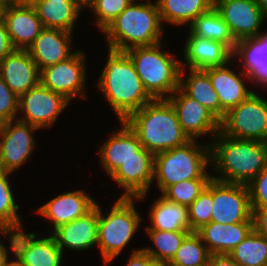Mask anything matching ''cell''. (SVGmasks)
<instances>
[{
    "mask_svg": "<svg viewBox=\"0 0 267 266\" xmlns=\"http://www.w3.org/2000/svg\"><path fill=\"white\" fill-rule=\"evenodd\" d=\"M215 136L217 142L209 144L210 163L221 177L212 178L247 185L267 166V142L235 139L221 131Z\"/></svg>",
    "mask_w": 267,
    "mask_h": 266,
    "instance_id": "1",
    "label": "cell"
},
{
    "mask_svg": "<svg viewBox=\"0 0 267 266\" xmlns=\"http://www.w3.org/2000/svg\"><path fill=\"white\" fill-rule=\"evenodd\" d=\"M100 75L98 87L119 121H125L133 112L153 100L125 51L109 49L107 63Z\"/></svg>",
    "mask_w": 267,
    "mask_h": 266,
    "instance_id": "2",
    "label": "cell"
},
{
    "mask_svg": "<svg viewBox=\"0 0 267 266\" xmlns=\"http://www.w3.org/2000/svg\"><path fill=\"white\" fill-rule=\"evenodd\" d=\"M125 122L137 134L142 147L154 155L191 140L180 126L176 112L167 99H153L133 112Z\"/></svg>",
    "mask_w": 267,
    "mask_h": 266,
    "instance_id": "3",
    "label": "cell"
},
{
    "mask_svg": "<svg viewBox=\"0 0 267 266\" xmlns=\"http://www.w3.org/2000/svg\"><path fill=\"white\" fill-rule=\"evenodd\" d=\"M148 2V3H147ZM130 3L102 32L109 49L127 51L133 47L153 46L163 34L157 2Z\"/></svg>",
    "mask_w": 267,
    "mask_h": 266,
    "instance_id": "4",
    "label": "cell"
},
{
    "mask_svg": "<svg viewBox=\"0 0 267 266\" xmlns=\"http://www.w3.org/2000/svg\"><path fill=\"white\" fill-rule=\"evenodd\" d=\"M160 48L161 43H158L125 51L145 90L153 99H166L180 87L181 62Z\"/></svg>",
    "mask_w": 267,
    "mask_h": 266,
    "instance_id": "5",
    "label": "cell"
},
{
    "mask_svg": "<svg viewBox=\"0 0 267 266\" xmlns=\"http://www.w3.org/2000/svg\"><path fill=\"white\" fill-rule=\"evenodd\" d=\"M196 139L155 155L154 180L162 193L168 186L196 178H212L205 171L210 163V145Z\"/></svg>",
    "mask_w": 267,
    "mask_h": 266,
    "instance_id": "6",
    "label": "cell"
},
{
    "mask_svg": "<svg viewBox=\"0 0 267 266\" xmlns=\"http://www.w3.org/2000/svg\"><path fill=\"white\" fill-rule=\"evenodd\" d=\"M136 200L120 197L107 216L103 215L98 204L97 245L105 265L121 253L141 223V216L134 206Z\"/></svg>",
    "mask_w": 267,
    "mask_h": 266,
    "instance_id": "7",
    "label": "cell"
},
{
    "mask_svg": "<svg viewBox=\"0 0 267 266\" xmlns=\"http://www.w3.org/2000/svg\"><path fill=\"white\" fill-rule=\"evenodd\" d=\"M220 131L235 139L267 142V100L252 93L225 114Z\"/></svg>",
    "mask_w": 267,
    "mask_h": 266,
    "instance_id": "8",
    "label": "cell"
},
{
    "mask_svg": "<svg viewBox=\"0 0 267 266\" xmlns=\"http://www.w3.org/2000/svg\"><path fill=\"white\" fill-rule=\"evenodd\" d=\"M22 229H0L1 235L8 236L11 249L22 266H61L63 252L53 233L36 239L35 233L26 234Z\"/></svg>",
    "mask_w": 267,
    "mask_h": 266,
    "instance_id": "9",
    "label": "cell"
},
{
    "mask_svg": "<svg viewBox=\"0 0 267 266\" xmlns=\"http://www.w3.org/2000/svg\"><path fill=\"white\" fill-rule=\"evenodd\" d=\"M211 222L234 224L253 222L248 186L213 178Z\"/></svg>",
    "mask_w": 267,
    "mask_h": 266,
    "instance_id": "10",
    "label": "cell"
},
{
    "mask_svg": "<svg viewBox=\"0 0 267 266\" xmlns=\"http://www.w3.org/2000/svg\"><path fill=\"white\" fill-rule=\"evenodd\" d=\"M85 54L76 51L68 59L40 70V83L67 100L82 96L86 82Z\"/></svg>",
    "mask_w": 267,
    "mask_h": 266,
    "instance_id": "11",
    "label": "cell"
},
{
    "mask_svg": "<svg viewBox=\"0 0 267 266\" xmlns=\"http://www.w3.org/2000/svg\"><path fill=\"white\" fill-rule=\"evenodd\" d=\"M69 104L63 95L51 91L41 83L19 97V111L24 117L19 121L41 128L51 127Z\"/></svg>",
    "mask_w": 267,
    "mask_h": 266,
    "instance_id": "12",
    "label": "cell"
},
{
    "mask_svg": "<svg viewBox=\"0 0 267 266\" xmlns=\"http://www.w3.org/2000/svg\"><path fill=\"white\" fill-rule=\"evenodd\" d=\"M38 129L19 120L0 124V170L11 173L28 161L35 145L31 132Z\"/></svg>",
    "mask_w": 267,
    "mask_h": 266,
    "instance_id": "13",
    "label": "cell"
},
{
    "mask_svg": "<svg viewBox=\"0 0 267 266\" xmlns=\"http://www.w3.org/2000/svg\"><path fill=\"white\" fill-rule=\"evenodd\" d=\"M177 94V95H176ZM174 108L180 126L190 139L220 132V120L180 87L166 98Z\"/></svg>",
    "mask_w": 267,
    "mask_h": 266,
    "instance_id": "14",
    "label": "cell"
},
{
    "mask_svg": "<svg viewBox=\"0 0 267 266\" xmlns=\"http://www.w3.org/2000/svg\"><path fill=\"white\" fill-rule=\"evenodd\" d=\"M215 8L236 41L259 36L265 18L256 0H223Z\"/></svg>",
    "mask_w": 267,
    "mask_h": 266,
    "instance_id": "15",
    "label": "cell"
},
{
    "mask_svg": "<svg viewBox=\"0 0 267 266\" xmlns=\"http://www.w3.org/2000/svg\"><path fill=\"white\" fill-rule=\"evenodd\" d=\"M155 155L144 147L140 149V158H131L123 163L110 177L123 187L121 197L144 199L154 181Z\"/></svg>",
    "mask_w": 267,
    "mask_h": 266,
    "instance_id": "16",
    "label": "cell"
},
{
    "mask_svg": "<svg viewBox=\"0 0 267 266\" xmlns=\"http://www.w3.org/2000/svg\"><path fill=\"white\" fill-rule=\"evenodd\" d=\"M0 76L18 97L40 83V70L28 50L14 49L0 62Z\"/></svg>",
    "mask_w": 267,
    "mask_h": 266,
    "instance_id": "17",
    "label": "cell"
},
{
    "mask_svg": "<svg viewBox=\"0 0 267 266\" xmlns=\"http://www.w3.org/2000/svg\"><path fill=\"white\" fill-rule=\"evenodd\" d=\"M3 21L14 49L27 50L44 29L33 6L17 4L5 7Z\"/></svg>",
    "mask_w": 267,
    "mask_h": 266,
    "instance_id": "18",
    "label": "cell"
},
{
    "mask_svg": "<svg viewBox=\"0 0 267 266\" xmlns=\"http://www.w3.org/2000/svg\"><path fill=\"white\" fill-rule=\"evenodd\" d=\"M73 32L61 29L44 28L34 43L27 49L39 70L60 63L71 57Z\"/></svg>",
    "mask_w": 267,
    "mask_h": 266,
    "instance_id": "19",
    "label": "cell"
},
{
    "mask_svg": "<svg viewBox=\"0 0 267 266\" xmlns=\"http://www.w3.org/2000/svg\"><path fill=\"white\" fill-rule=\"evenodd\" d=\"M122 128L113 132L101 149V165L111 176L123 163L131 158H140L142 144L137 134L125 121H120Z\"/></svg>",
    "mask_w": 267,
    "mask_h": 266,
    "instance_id": "20",
    "label": "cell"
},
{
    "mask_svg": "<svg viewBox=\"0 0 267 266\" xmlns=\"http://www.w3.org/2000/svg\"><path fill=\"white\" fill-rule=\"evenodd\" d=\"M62 252L64 247L72 250H85L97 244L98 203L86 215L70 223L61 224L52 232Z\"/></svg>",
    "mask_w": 267,
    "mask_h": 266,
    "instance_id": "21",
    "label": "cell"
},
{
    "mask_svg": "<svg viewBox=\"0 0 267 266\" xmlns=\"http://www.w3.org/2000/svg\"><path fill=\"white\" fill-rule=\"evenodd\" d=\"M96 203L84 191L76 190L58 195L40 206L37 212L51 220L55 230L61 224L70 223L86 215L95 207Z\"/></svg>",
    "mask_w": 267,
    "mask_h": 266,
    "instance_id": "22",
    "label": "cell"
},
{
    "mask_svg": "<svg viewBox=\"0 0 267 266\" xmlns=\"http://www.w3.org/2000/svg\"><path fill=\"white\" fill-rule=\"evenodd\" d=\"M189 34L184 47L185 63L189 69L231 65L234 52L226 44Z\"/></svg>",
    "mask_w": 267,
    "mask_h": 266,
    "instance_id": "23",
    "label": "cell"
},
{
    "mask_svg": "<svg viewBox=\"0 0 267 266\" xmlns=\"http://www.w3.org/2000/svg\"><path fill=\"white\" fill-rule=\"evenodd\" d=\"M253 230V222H239L234 224L209 222L196 232L211 254H229Z\"/></svg>",
    "mask_w": 267,
    "mask_h": 266,
    "instance_id": "24",
    "label": "cell"
},
{
    "mask_svg": "<svg viewBox=\"0 0 267 266\" xmlns=\"http://www.w3.org/2000/svg\"><path fill=\"white\" fill-rule=\"evenodd\" d=\"M216 66L204 69L212 82L220 101V121L232 108L247 99L254 91L247 89L242 79L228 67Z\"/></svg>",
    "mask_w": 267,
    "mask_h": 266,
    "instance_id": "25",
    "label": "cell"
},
{
    "mask_svg": "<svg viewBox=\"0 0 267 266\" xmlns=\"http://www.w3.org/2000/svg\"><path fill=\"white\" fill-rule=\"evenodd\" d=\"M233 55H238L239 61L244 65V70L239 75L267 85V32H261L257 38L237 41Z\"/></svg>",
    "mask_w": 267,
    "mask_h": 266,
    "instance_id": "26",
    "label": "cell"
},
{
    "mask_svg": "<svg viewBox=\"0 0 267 266\" xmlns=\"http://www.w3.org/2000/svg\"><path fill=\"white\" fill-rule=\"evenodd\" d=\"M44 28L72 32L82 8L74 0H42L33 6Z\"/></svg>",
    "mask_w": 267,
    "mask_h": 266,
    "instance_id": "27",
    "label": "cell"
},
{
    "mask_svg": "<svg viewBox=\"0 0 267 266\" xmlns=\"http://www.w3.org/2000/svg\"><path fill=\"white\" fill-rule=\"evenodd\" d=\"M149 215L152 226L146 229L190 231L188 207L169 201L163 196L155 200Z\"/></svg>",
    "mask_w": 267,
    "mask_h": 266,
    "instance_id": "28",
    "label": "cell"
},
{
    "mask_svg": "<svg viewBox=\"0 0 267 266\" xmlns=\"http://www.w3.org/2000/svg\"><path fill=\"white\" fill-rule=\"evenodd\" d=\"M180 88L191 98L209 109L220 120V101L208 73L204 69H189L184 80V64L181 63Z\"/></svg>",
    "mask_w": 267,
    "mask_h": 266,
    "instance_id": "29",
    "label": "cell"
},
{
    "mask_svg": "<svg viewBox=\"0 0 267 266\" xmlns=\"http://www.w3.org/2000/svg\"><path fill=\"white\" fill-rule=\"evenodd\" d=\"M189 33L200 38L216 40L226 44L233 52L237 41L215 7L200 14L190 25Z\"/></svg>",
    "mask_w": 267,
    "mask_h": 266,
    "instance_id": "30",
    "label": "cell"
},
{
    "mask_svg": "<svg viewBox=\"0 0 267 266\" xmlns=\"http://www.w3.org/2000/svg\"><path fill=\"white\" fill-rule=\"evenodd\" d=\"M162 23L174 25L191 24L212 5L207 0H157Z\"/></svg>",
    "mask_w": 267,
    "mask_h": 266,
    "instance_id": "31",
    "label": "cell"
},
{
    "mask_svg": "<svg viewBox=\"0 0 267 266\" xmlns=\"http://www.w3.org/2000/svg\"><path fill=\"white\" fill-rule=\"evenodd\" d=\"M147 234L155 244V249L144 247L142 250L148 254L154 262L167 264L175 257L185 236L191 231H163L146 229Z\"/></svg>",
    "mask_w": 267,
    "mask_h": 266,
    "instance_id": "32",
    "label": "cell"
},
{
    "mask_svg": "<svg viewBox=\"0 0 267 266\" xmlns=\"http://www.w3.org/2000/svg\"><path fill=\"white\" fill-rule=\"evenodd\" d=\"M239 266H265L267 237L253 230L228 254Z\"/></svg>",
    "mask_w": 267,
    "mask_h": 266,
    "instance_id": "33",
    "label": "cell"
},
{
    "mask_svg": "<svg viewBox=\"0 0 267 266\" xmlns=\"http://www.w3.org/2000/svg\"><path fill=\"white\" fill-rule=\"evenodd\" d=\"M210 255L211 253L199 234L191 231L185 236L170 264L174 266H207Z\"/></svg>",
    "mask_w": 267,
    "mask_h": 266,
    "instance_id": "34",
    "label": "cell"
},
{
    "mask_svg": "<svg viewBox=\"0 0 267 266\" xmlns=\"http://www.w3.org/2000/svg\"><path fill=\"white\" fill-rule=\"evenodd\" d=\"M10 172L0 170V229L17 230L23 228L17 210L19 206L15 203L8 175Z\"/></svg>",
    "mask_w": 267,
    "mask_h": 266,
    "instance_id": "35",
    "label": "cell"
},
{
    "mask_svg": "<svg viewBox=\"0 0 267 266\" xmlns=\"http://www.w3.org/2000/svg\"><path fill=\"white\" fill-rule=\"evenodd\" d=\"M212 178H196L168 186L162 196L172 202L189 207Z\"/></svg>",
    "mask_w": 267,
    "mask_h": 266,
    "instance_id": "36",
    "label": "cell"
},
{
    "mask_svg": "<svg viewBox=\"0 0 267 266\" xmlns=\"http://www.w3.org/2000/svg\"><path fill=\"white\" fill-rule=\"evenodd\" d=\"M213 203V178L200 195L188 207L190 231H197L211 222Z\"/></svg>",
    "mask_w": 267,
    "mask_h": 266,
    "instance_id": "37",
    "label": "cell"
},
{
    "mask_svg": "<svg viewBox=\"0 0 267 266\" xmlns=\"http://www.w3.org/2000/svg\"><path fill=\"white\" fill-rule=\"evenodd\" d=\"M130 3L129 0H94L88 8L95 12L97 27L103 31Z\"/></svg>",
    "mask_w": 267,
    "mask_h": 266,
    "instance_id": "38",
    "label": "cell"
},
{
    "mask_svg": "<svg viewBox=\"0 0 267 266\" xmlns=\"http://www.w3.org/2000/svg\"><path fill=\"white\" fill-rule=\"evenodd\" d=\"M19 97L5 83L0 76V124L13 121L19 114Z\"/></svg>",
    "mask_w": 267,
    "mask_h": 266,
    "instance_id": "39",
    "label": "cell"
},
{
    "mask_svg": "<svg viewBox=\"0 0 267 266\" xmlns=\"http://www.w3.org/2000/svg\"><path fill=\"white\" fill-rule=\"evenodd\" d=\"M252 209L267 208V166L248 184Z\"/></svg>",
    "mask_w": 267,
    "mask_h": 266,
    "instance_id": "40",
    "label": "cell"
},
{
    "mask_svg": "<svg viewBox=\"0 0 267 266\" xmlns=\"http://www.w3.org/2000/svg\"><path fill=\"white\" fill-rule=\"evenodd\" d=\"M254 230L267 237V208L252 209Z\"/></svg>",
    "mask_w": 267,
    "mask_h": 266,
    "instance_id": "41",
    "label": "cell"
},
{
    "mask_svg": "<svg viewBox=\"0 0 267 266\" xmlns=\"http://www.w3.org/2000/svg\"><path fill=\"white\" fill-rule=\"evenodd\" d=\"M14 50L5 22L0 21V62Z\"/></svg>",
    "mask_w": 267,
    "mask_h": 266,
    "instance_id": "42",
    "label": "cell"
},
{
    "mask_svg": "<svg viewBox=\"0 0 267 266\" xmlns=\"http://www.w3.org/2000/svg\"><path fill=\"white\" fill-rule=\"evenodd\" d=\"M127 262L126 266H152L155 263L154 260L142 250V248L133 251Z\"/></svg>",
    "mask_w": 267,
    "mask_h": 266,
    "instance_id": "43",
    "label": "cell"
},
{
    "mask_svg": "<svg viewBox=\"0 0 267 266\" xmlns=\"http://www.w3.org/2000/svg\"><path fill=\"white\" fill-rule=\"evenodd\" d=\"M207 266H239L228 254H211Z\"/></svg>",
    "mask_w": 267,
    "mask_h": 266,
    "instance_id": "44",
    "label": "cell"
},
{
    "mask_svg": "<svg viewBox=\"0 0 267 266\" xmlns=\"http://www.w3.org/2000/svg\"><path fill=\"white\" fill-rule=\"evenodd\" d=\"M6 247L0 242V266H2L9 258Z\"/></svg>",
    "mask_w": 267,
    "mask_h": 266,
    "instance_id": "45",
    "label": "cell"
},
{
    "mask_svg": "<svg viewBox=\"0 0 267 266\" xmlns=\"http://www.w3.org/2000/svg\"><path fill=\"white\" fill-rule=\"evenodd\" d=\"M256 1L263 13L264 18L267 19V0H256Z\"/></svg>",
    "mask_w": 267,
    "mask_h": 266,
    "instance_id": "46",
    "label": "cell"
},
{
    "mask_svg": "<svg viewBox=\"0 0 267 266\" xmlns=\"http://www.w3.org/2000/svg\"><path fill=\"white\" fill-rule=\"evenodd\" d=\"M81 8L89 7L94 0H74Z\"/></svg>",
    "mask_w": 267,
    "mask_h": 266,
    "instance_id": "47",
    "label": "cell"
},
{
    "mask_svg": "<svg viewBox=\"0 0 267 266\" xmlns=\"http://www.w3.org/2000/svg\"><path fill=\"white\" fill-rule=\"evenodd\" d=\"M42 0H19V4L25 6H34L37 2Z\"/></svg>",
    "mask_w": 267,
    "mask_h": 266,
    "instance_id": "48",
    "label": "cell"
},
{
    "mask_svg": "<svg viewBox=\"0 0 267 266\" xmlns=\"http://www.w3.org/2000/svg\"><path fill=\"white\" fill-rule=\"evenodd\" d=\"M5 7L19 4V0H0Z\"/></svg>",
    "mask_w": 267,
    "mask_h": 266,
    "instance_id": "49",
    "label": "cell"
},
{
    "mask_svg": "<svg viewBox=\"0 0 267 266\" xmlns=\"http://www.w3.org/2000/svg\"><path fill=\"white\" fill-rule=\"evenodd\" d=\"M2 266H22L19 260L16 258L15 261L9 262L8 260Z\"/></svg>",
    "mask_w": 267,
    "mask_h": 266,
    "instance_id": "50",
    "label": "cell"
},
{
    "mask_svg": "<svg viewBox=\"0 0 267 266\" xmlns=\"http://www.w3.org/2000/svg\"><path fill=\"white\" fill-rule=\"evenodd\" d=\"M5 6L0 3V21L3 20Z\"/></svg>",
    "mask_w": 267,
    "mask_h": 266,
    "instance_id": "51",
    "label": "cell"
},
{
    "mask_svg": "<svg viewBox=\"0 0 267 266\" xmlns=\"http://www.w3.org/2000/svg\"><path fill=\"white\" fill-rule=\"evenodd\" d=\"M212 7H215L219 2L223 1V0H207Z\"/></svg>",
    "mask_w": 267,
    "mask_h": 266,
    "instance_id": "52",
    "label": "cell"
},
{
    "mask_svg": "<svg viewBox=\"0 0 267 266\" xmlns=\"http://www.w3.org/2000/svg\"><path fill=\"white\" fill-rule=\"evenodd\" d=\"M152 266H165V264L155 262Z\"/></svg>",
    "mask_w": 267,
    "mask_h": 266,
    "instance_id": "53",
    "label": "cell"
},
{
    "mask_svg": "<svg viewBox=\"0 0 267 266\" xmlns=\"http://www.w3.org/2000/svg\"><path fill=\"white\" fill-rule=\"evenodd\" d=\"M165 266H174V265H171L170 263H167V264H165Z\"/></svg>",
    "mask_w": 267,
    "mask_h": 266,
    "instance_id": "54",
    "label": "cell"
},
{
    "mask_svg": "<svg viewBox=\"0 0 267 266\" xmlns=\"http://www.w3.org/2000/svg\"><path fill=\"white\" fill-rule=\"evenodd\" d=\"M131 3H135V1H137V0H129Z\"/></svg>",
    "mask_w": 267,
    "mask_h": 266,
    "instance_id": "55",
    "label": "cell"
}]
</instances>
